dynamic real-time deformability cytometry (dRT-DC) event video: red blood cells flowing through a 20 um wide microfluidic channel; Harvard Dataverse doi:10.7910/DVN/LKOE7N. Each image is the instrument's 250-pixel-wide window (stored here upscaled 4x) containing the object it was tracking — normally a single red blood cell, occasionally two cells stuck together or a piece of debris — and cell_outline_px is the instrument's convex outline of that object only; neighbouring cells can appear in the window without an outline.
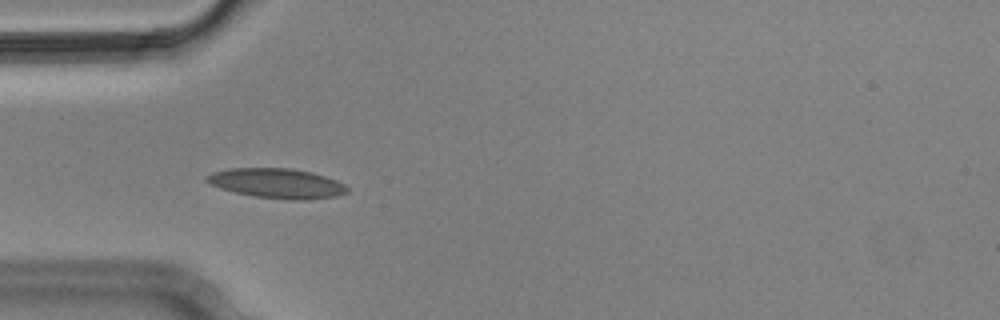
{"species": "Egyptian fruit bat (a non-hibernating species)", "species_latin": "Rousettus aegyptiacus", "temperature_condition": "cold", "stored_images_in_passage": 4, "camera_frame_rate_fps": 3000, "um_per_image_px": 0.085, "animal": {"sex": "male"}, "frame": {"image": 1, "passage_image": 3, "time_ms": 0.667, "image_size_px": [1000, 320], "cell_outline_px": [[348, 192], [336, 196], [308, 200], [292, 200], [252, 196], [220, 188], [204, 180], [204, 176], [212, 172], [232, 168], [288, 168], [312, 172], [336, 180], [344, 184], [348, 188]], "centroid_in_image_um": [23.54, 15.58], "position_along_channel_um": 61.5, "area_um2": 24.39}}